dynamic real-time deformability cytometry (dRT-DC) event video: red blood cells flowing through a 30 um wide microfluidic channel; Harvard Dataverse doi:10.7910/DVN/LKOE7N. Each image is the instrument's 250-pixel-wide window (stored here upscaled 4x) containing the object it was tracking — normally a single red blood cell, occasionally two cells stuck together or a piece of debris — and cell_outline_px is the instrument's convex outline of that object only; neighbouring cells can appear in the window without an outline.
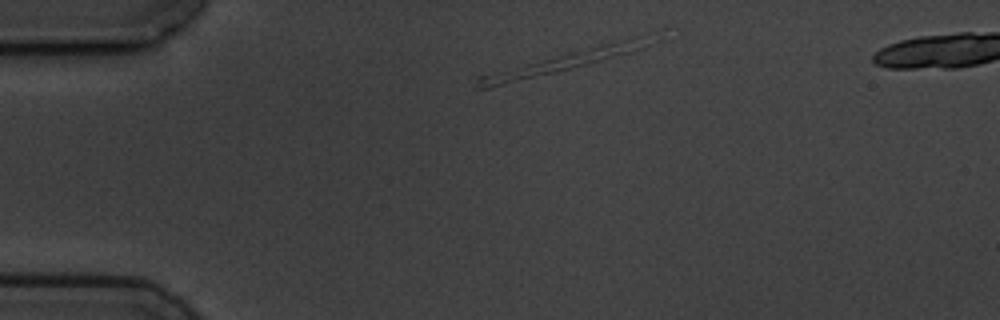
{"species": "common noctule bat (a hibernating species)", "species_latin": "Nyctalus noctula", "temperature_condition": "cold", "stored_images_in_passage": 3, "camera_frame_rate_fps": 3000, "um_per_image_px": 0.085, "animal": {"sex": "male", "body_mass_g": 19.5, "forearm_length_mm": 54.6}, "frame": {"image": 1, "passage_image": 1, "time_ms": 0.0, "image_size_px": [1000, 320], "cell_outline_px": [[668, 28], [664, 40], [644, 48], [632, 52], [572, 68], [556, 72], [488, 88], [472, 88], [476, 76], [608, 40], [668, 24]], "centroid_in_image_um": [48.69, 4.95], "position_along_channel_um": 36.3, "area_um2": 23.7}}
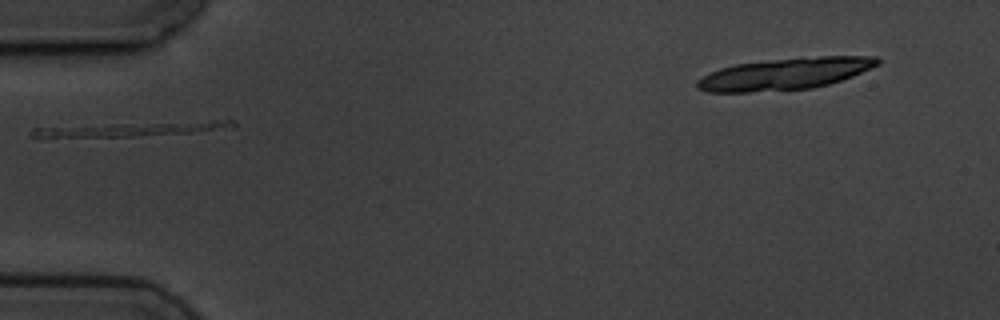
{"frame": {"image": 2, "passage_image": 3, "time_ms": 2.333, "image_size_px": [1000, 320], "cell_outline_px": [[236, 128], [192, 132], [136, 136], [36, 140], [28, 136], [32, 128], [116, 124], [212, 120], [236, 120]], "centroid_in_image_um": [10.95, 11.01], "position_along_channel_um": 74.0, "area_um2": 17.51}}